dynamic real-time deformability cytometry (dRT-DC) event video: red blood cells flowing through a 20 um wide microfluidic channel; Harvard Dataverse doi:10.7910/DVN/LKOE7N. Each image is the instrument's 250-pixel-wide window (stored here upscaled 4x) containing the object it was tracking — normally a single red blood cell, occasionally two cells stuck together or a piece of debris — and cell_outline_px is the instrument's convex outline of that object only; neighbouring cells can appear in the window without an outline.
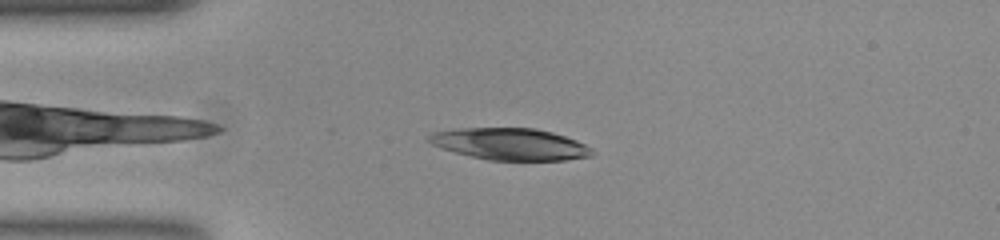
{"species": "common noctule bat (a hibernating species)", "species_latin": "Nyctalus noctula", "temperature_condition": "room temperature", "stored_images_in_passage": 37, "camera_frame_rate_fps": 3000, "um_per_image_px": 0.085, "animal": {"sex": "female", "body_mass_g": 23.0, "forearm_length_mm": 53.4}, "frame": {"image": 1, "passage_image": 3, "time_ms": 0.667, "image_size_px": [1000, 240], "cell_outline_px": [[596, 152], [592, 156], [564, 160], [488, 160], [456, 152], [432, 144], [428, 140], [428, 136], [436, 132], [460, 128], [536, 128], [552, 132], [576, 140], [584, 144]], "centroid_in_image_um": [43.42, 12.25], "position_along_channel_um": 41.6, "area_um2": 29.88}}
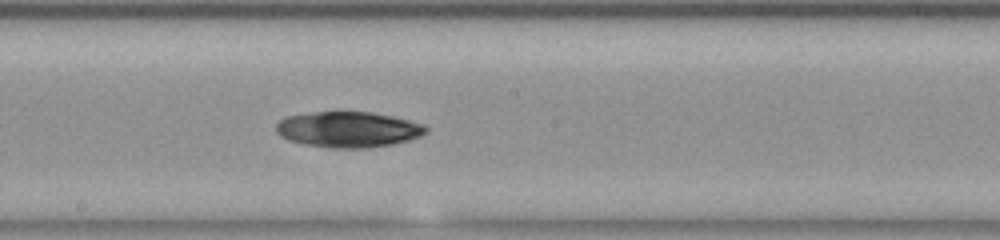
{"frame": {"image": 2, "passage_image": 19, "time_ms": 6.0, "image_size_px": [1000, 240], "cell_outline_px": [[428, 128], [420, 136], [408, 140], [388, 144], [364, 148], [332, 148], [304, 144], [292, 140], [276, 132], [276, 124], [280, 120], [288, 116], [340, 108], [372, 112], [392, 116], [424, 124]], "centroid_in_image_um": [29.59, 10.95], "position_along_channel_um": 218.6, "area_um2": 31.5}}
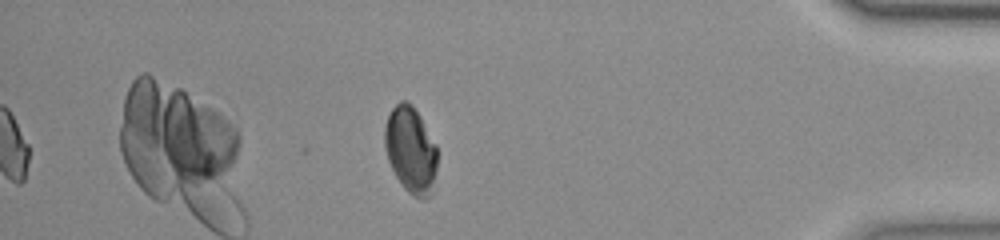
{"frame": {"image": 3, "passage_image": 37, "time_ms": 12.0, "image_size_px": [1000, 240], "cell_outline_px": [[436, 168], [432, 192], [424, 200], [420, 200], [412, 196], [404, 188], [396, 176], [388, 160], [384, 144], [384, 128], [388, 116], [392, 108], [400, 100], [408, 100], [412, 104], [420, 116], [436, 144]], "centroid_in_image_um": [34.9, 12.74], "position_along_channel_um": 400.3, "area_um2": 26.59}}